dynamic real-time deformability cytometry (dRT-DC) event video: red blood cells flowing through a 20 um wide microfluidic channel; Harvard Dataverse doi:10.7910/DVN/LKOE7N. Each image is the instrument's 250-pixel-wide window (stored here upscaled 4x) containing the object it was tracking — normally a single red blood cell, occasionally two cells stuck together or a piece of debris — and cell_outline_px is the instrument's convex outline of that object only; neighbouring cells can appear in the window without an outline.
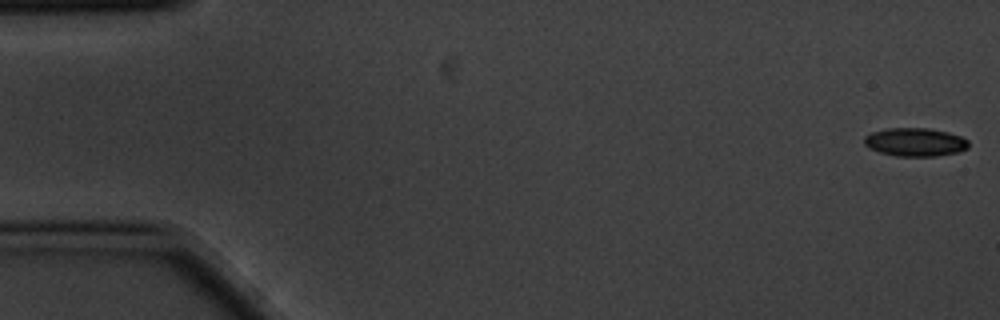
{"species": "common noctule bat (a hibernating species)", "species_latin": "Nyctalus noctula", "temperature_condition": "cold", "stored_images_in_passage": 10, "camera_frame_rate_fps": 3000, "um_per_image_px": 0.085, "animal": {"sex": "male", "body_mass_g": 20.1, "forearm_length_mm": 53.5}, "frame": {"image": 1, "passage_image": 1, "time_ms": 0.0, "image_size_px": [1000, 320], "cell_outline_px": [[968, 148], [960, 152], [936, 156], [896, 156], [880, 152], [868, 148], [864, 144], [864, 136], [872, 132], [888, 128], [928, 128], [948, 132], [960, 136], [968, 140]], "centroid_in_image_um": [77.79, 12.08], "position_along_channel_um": 7.2, "area_um2": 17.34}}
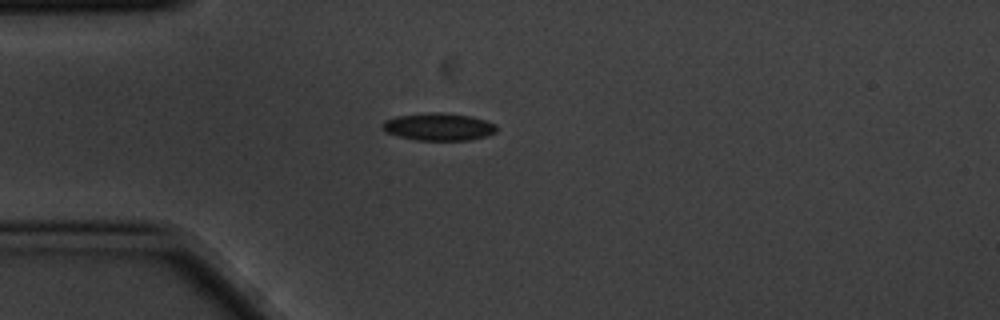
{"frame": {"image": 2, "passage_image": 5, "time_ms": 1.333, "image_size_px": [1000, 320], "cell_outline_px": [[496, 132], [484, 136], [468, 140], [416, 140], [400, 136], [388, 132], [380, 124], [384, 120], [396, 116], [428, 112], [444, 112], [472, 116], [496, 124]], "centroid_in_image_um": [37.28, 10.76], "position_along_channel_um": 47.7, "area_um2": 18.21}}